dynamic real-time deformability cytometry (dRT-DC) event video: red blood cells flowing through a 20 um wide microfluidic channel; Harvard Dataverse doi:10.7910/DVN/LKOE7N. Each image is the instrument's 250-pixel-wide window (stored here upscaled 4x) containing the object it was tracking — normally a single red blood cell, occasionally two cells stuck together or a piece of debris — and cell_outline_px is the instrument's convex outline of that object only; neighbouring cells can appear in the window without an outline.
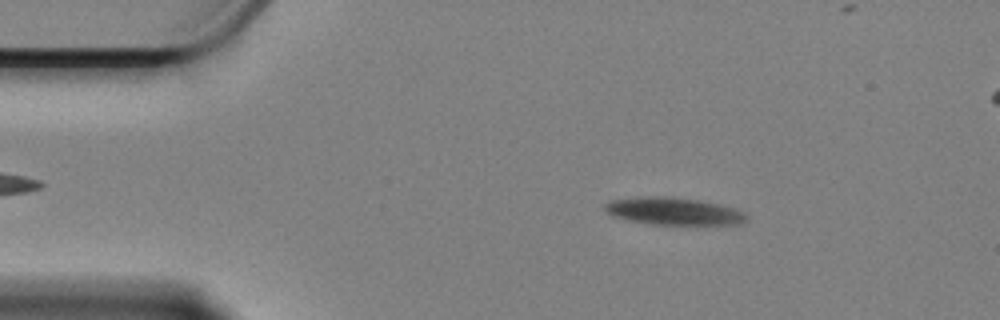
{"species": "Egyptian fruit bat (a non-hibernating species)", "species_latin": "Rousettus aegyptiacus", "temperature_condition": "cold", "stored_images_in_passage": 14, "camera_frame_rate_fps": 3000, "um_per_image_px": 0.085, "animal": {"sex": "female"}, "frame": {"image": 1, "passage_image": 8, "time_ms": 2.333, "image_size_px": [1000, 320], "cell_outline_px": [[748, 220], [740, 224], [656, 224], [628, 220], [612, 216], [604, 208], [604, 204], [608, 200], [640, 196], [668, 196], [696, 200], [720, 204], [736, 208], [748, 212]], "centroid_in_image_um": [57.28, 17.94], "position_along_channel_um": 27.7, "area_um2": 22.77}}